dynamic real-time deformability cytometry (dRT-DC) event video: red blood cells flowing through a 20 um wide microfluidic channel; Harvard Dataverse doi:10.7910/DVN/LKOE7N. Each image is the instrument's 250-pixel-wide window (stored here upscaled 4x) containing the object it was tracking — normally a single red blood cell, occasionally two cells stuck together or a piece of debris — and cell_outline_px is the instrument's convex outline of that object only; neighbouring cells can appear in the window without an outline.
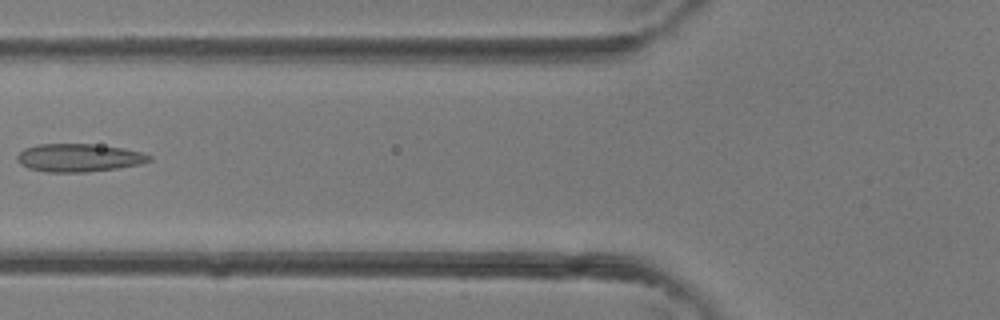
{"species": "common noctule bat (a hibernating species)", "species_latin": "Nyctalus noctula", "temperature_condition": "room temperature", "stored_images_in_passage": 5, "camera_frame_rate_fps": 3000, "um_per_image_px": 0.085, "animal": {"sex": "female"}, "frame": {"image": 1, "passage_image": 5, "time_ms": 1.333, "image_size_px": [1000, 320], "cell_outline_px": [[152, 160], [140, 164], [120, 168], [88, 172], [48, 172], [28, 168], [20, 164], [16, 160], [16, 156], [24, 148], [36, 144], [92, 144], [124, 148], [140, 152], [152, 156]], "centroid_in_image_um": [6.69, 13.41], "position_along_channel_um": 119.1, "area_um2": 21.73}}